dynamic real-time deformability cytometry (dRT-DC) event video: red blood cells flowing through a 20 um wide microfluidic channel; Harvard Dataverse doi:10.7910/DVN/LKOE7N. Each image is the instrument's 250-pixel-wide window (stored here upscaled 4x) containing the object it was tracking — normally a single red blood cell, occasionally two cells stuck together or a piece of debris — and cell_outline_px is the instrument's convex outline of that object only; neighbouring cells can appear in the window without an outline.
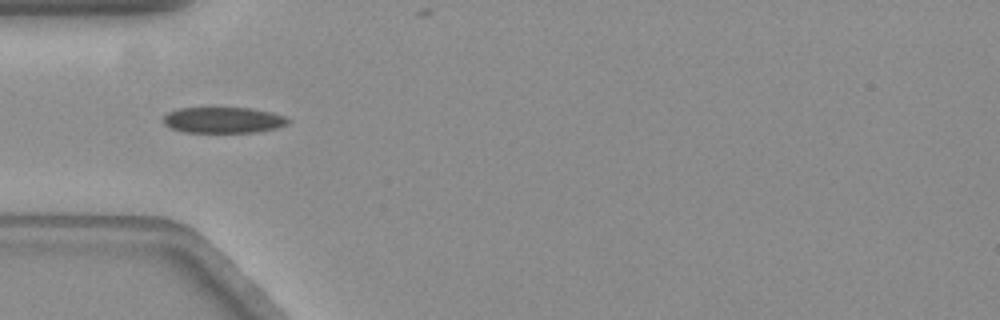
{"species": "common noctule bat (a hibernating species)", "species_latin": "Nyctalus noctula", "temperature_condition": "warm", "stored_images_in_passage": 41, "camera_frame_rate_fps": 3000, "um_per_image_px": 0.085, "animal": {"sex": "female", "body_mass_g": 19.3, "forearm_length_mm": 54.1}, "frame": {"image": 1, "passage_image": 1, "time_ms": 0.0, "image_size_px": [1000, 320], "cell_outline_px": [[292, 120], [288, 124], [276, 128], [256, 132], [184, 132], [168, 128], [164, 124], [164, 116], [168, 112], [180, 108], [252, 108], [272, 112], [284, 116]], "centroid_in_image_um": [18.99, 10.21], "position_along_channel_um": 66.0, "area_um2": 18.96}}
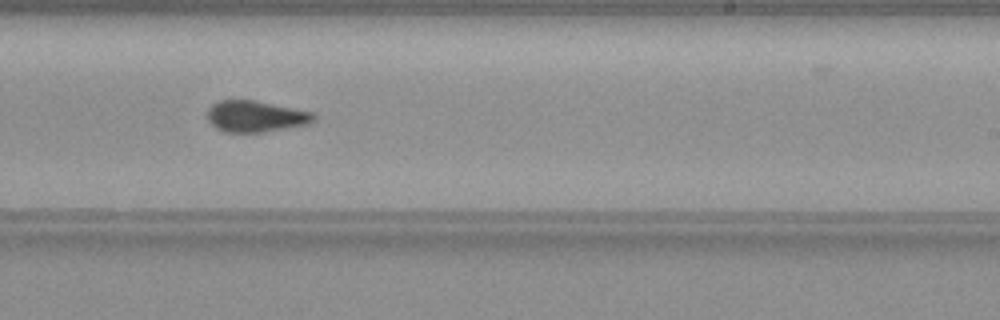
{"frame": {"image": 2, "passage_image": 18, "time_ms": 5.667, "image_size_px": [1000, 320], "cell_outline_px": [[316, 120], [308, 124], [264, 132], [224, 132], [216, 128], [208, 120], [208, 108], [212, 104], [220, 100], [252, 100], [312, 112], [316, 116]], "centroid_in_image_um": [21.72, 9.9], "position_along_channel_um": 267.3, "area_um2": 19.25}, "authors_computed_cell_mechanics": {"area_um2": 19.363, "velocity_mm_per_s": 3.5401, "shape_relaxation_time_tau1_ms": null, "shape_relaxation_time_tau2_ms": 2.3535, "deformation_change_tau1": null, "deformation_change_tau2": 0.0476}}